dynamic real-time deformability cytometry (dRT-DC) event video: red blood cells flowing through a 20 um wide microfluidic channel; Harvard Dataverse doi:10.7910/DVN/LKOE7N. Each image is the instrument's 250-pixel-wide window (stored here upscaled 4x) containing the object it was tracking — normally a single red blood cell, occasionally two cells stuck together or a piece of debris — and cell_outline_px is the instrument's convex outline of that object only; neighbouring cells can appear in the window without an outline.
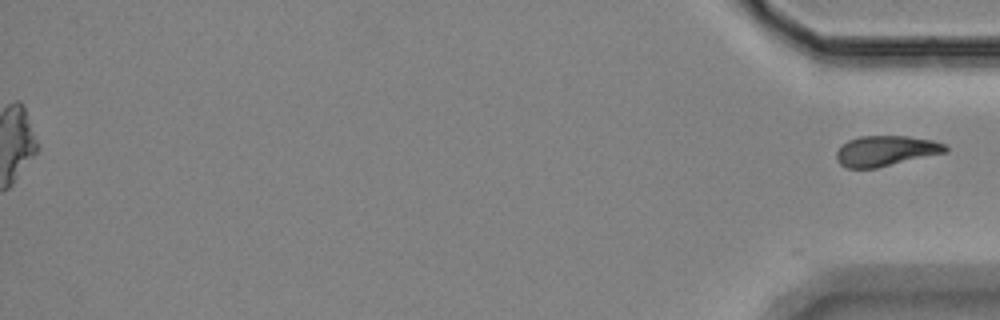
{"species": "Egyptian fruit bat (a non-hibernating species)", "species_latin": "Rousettus aegyptiacus", "temperature_condition": "room temperature", "stored_images_in_passage": 43, "segment_of_instrument_passage": [2, 2], "camera_frame_rate_fps": 3000, "um_per_image_px": 0.085, "animal": {"sex": "female"}, "frame": {"image": 1, "passage_image": 43, "time_ms": 14.0, "image_size_px": [1000, 320], "cell_outline_px": [[948, 152], [876, 168], [844, 168], [836, 160], [836, 152], [848, 140], [860, 136], [908, 136], [932, 140], [944, 144], [948, 148]], "centroid_in_image_um": [75.29, 12.83], "position_along_channel_um": 359.9, "area_um2": 19.31}}